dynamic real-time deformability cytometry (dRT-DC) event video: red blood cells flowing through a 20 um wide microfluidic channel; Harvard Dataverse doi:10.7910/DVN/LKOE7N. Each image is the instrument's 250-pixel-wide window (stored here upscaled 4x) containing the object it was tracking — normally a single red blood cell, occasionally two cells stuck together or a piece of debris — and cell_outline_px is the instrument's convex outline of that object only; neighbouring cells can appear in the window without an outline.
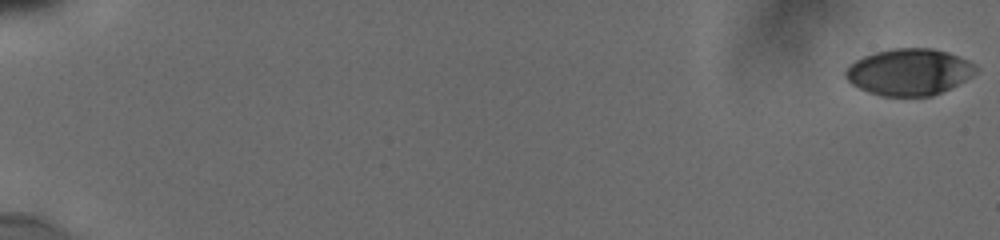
{"species": "human", "species_latin": "Homo sapiens", "temperature_condition": "cold", "stored_images_in_passage": 56, "camera_frame_rate_fps": 3000, "um_per_image_px": 0.085, "donor": {"sex": "male"}, "frame": {"image": 1, "passage_image": 1, "time_ms": 0.0, "image_size_px": [1000, 240], "cell_outline_px": [[980, 68], [972, 76], [932, 96], [880, 96], [868, 92], [852, 84], [844, 76], [844, 72], [848, 64], [864, 56], [876, 52], [892, 48], [932, 48], [948, 52], [968, 60], [976, 64]], "centroid_in_image_um": [77.26, 6.11], "position_along_channel_um": 7.7, "area_um2": 35.43}}
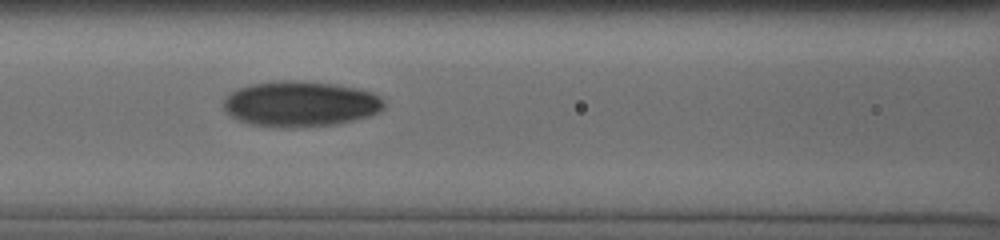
{"frame": {"image": 2, "passage_image": 20, "time_ms": 9.0, "image_size_px": [1000, 240], "cell_outline_px": [[384, 108], [368, 116], [336, 124], [288, 128], [252, 124], [240, 120], [232, 116], [224, 108], [224, 100], [232, 92], [240, 88], [252, 84], [276, 80], [288, 80], [332, 84], [372, 92], [384, 100]], "centroid_in_image_um": [25.53, 8.83], "position_along_channel_um": 141.1, "area_um2": 41.85}}
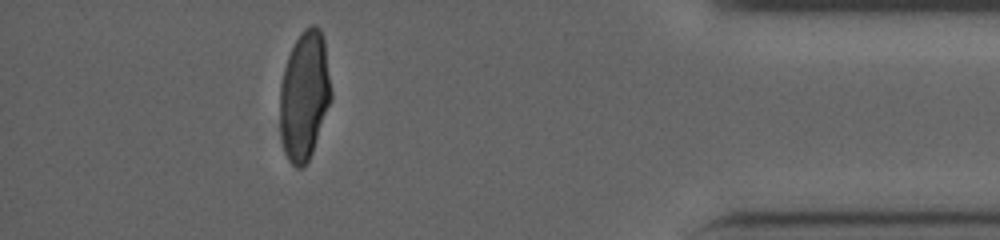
{"frame": {"image": 3, "passage_image": 46, "time_ms": 17.0, "image_size_px": [1000, 240], "cell_outline_px": [[332, 100], [312, 152], [304, 168], [296, 168], [288, 160], [284, 152], [280, 136], [280, 84], [284, 68], [288, 56], [300, 32], [304, 28], [312, 24], [316, 24], [320, 28], [324, 36], [332, 92]], "centroid_in_image_um": [25.88, 8.12], "position_along_channel_um": 409.3, "area_um2": 39.07}, "authors_computed_cell_mechanics": {"area_um2": 38.6393, "velocity_mm_per_s": 3.8349, "shape_relaxation_time_tau1_ms": 6.2087, "shape_relaxation_time_tau2_ms": 2.086, "deformation_change_tau1": 0.1954, "deformation_change_tau2": 0.0586}}